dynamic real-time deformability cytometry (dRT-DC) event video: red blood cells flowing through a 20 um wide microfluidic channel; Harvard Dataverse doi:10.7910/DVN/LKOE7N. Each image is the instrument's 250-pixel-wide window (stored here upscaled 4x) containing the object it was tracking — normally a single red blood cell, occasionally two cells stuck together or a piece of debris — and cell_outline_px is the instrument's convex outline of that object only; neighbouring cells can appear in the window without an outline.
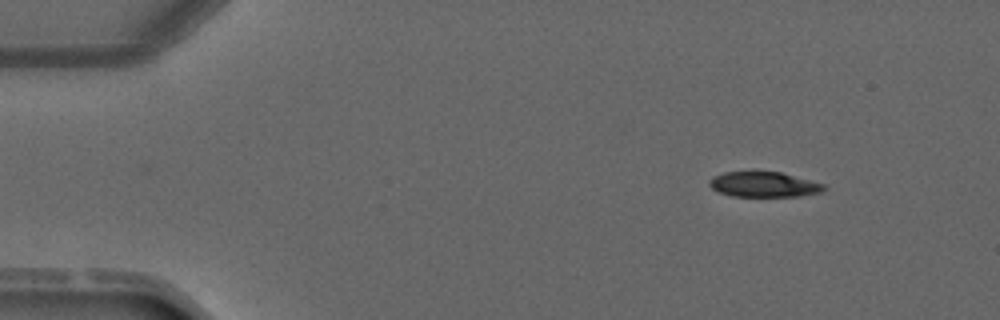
{"species": "common noctule bat (a hibernating species)", "species_latin": "Nyctalus noctula", "temperature_condition": "warm", "stored_images_in_passage": 3, "camera_frame_rate_fps": 3000, "um_per_image_px": 0.085, "animal": {"sex": "male", "forearm_length_mm": 52.5}, "frame": {"image": 1, "passage_image": 1, "time_ms": 0.0, "image_size_px": [1000, 320], "cell_outline_px": [[828, 188], [820, 192], [800, 196], [732, 196], [720, 192], [712, 188], [708, 184], [708, 180], [712, 176], [724, 172], [752, 168], [780, 172], [824, 184]], "centroid_in_image_um": [64.86, 15.62], "position_along_channel_um": 20.1, "area_um2": 17.51}}
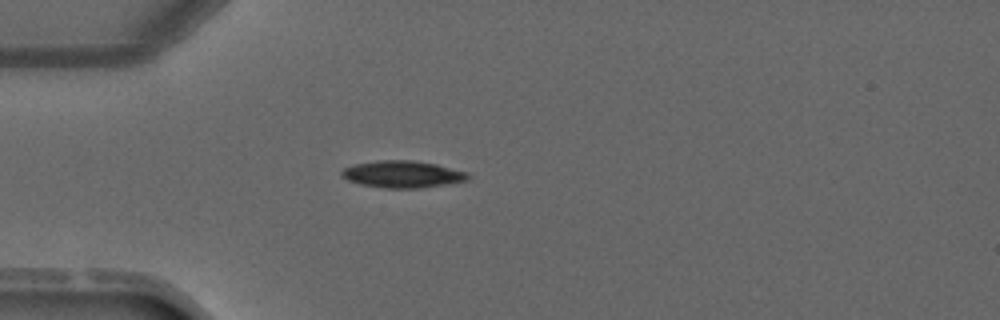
{"frame": {"image": 2, "passage_image": 3, "time_ms": 2.333, "image_size_px": [1000, 320], "cell_outline_px": [[472, 176], [468, 180], [420, 188], [384, 188], [360, 184], [348, 180], [340, 176], [340, 172], [344, 168], [356, 164], [376, 160], [412, 160], [436, 164], [468, 172]], "centroid_in_image_um": [34.22, 14.8], "position_along_channel_um": 50.8, "area_um2": 19.88}}